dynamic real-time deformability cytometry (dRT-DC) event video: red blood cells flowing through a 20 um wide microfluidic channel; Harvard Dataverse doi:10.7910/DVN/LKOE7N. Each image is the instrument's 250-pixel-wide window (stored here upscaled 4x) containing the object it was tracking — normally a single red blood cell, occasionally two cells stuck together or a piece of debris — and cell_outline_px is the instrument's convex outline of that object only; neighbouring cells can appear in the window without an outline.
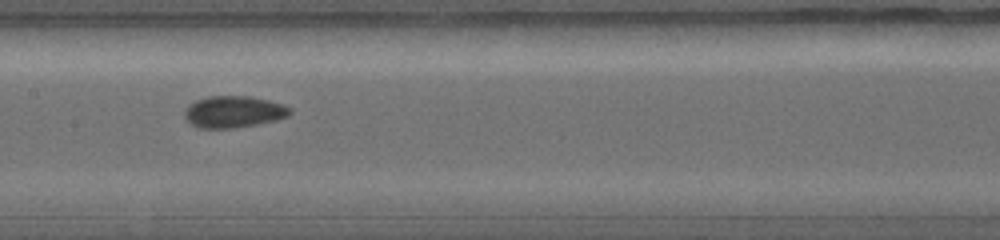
{"species": "common noctule bat (a hibernating species)", "species_latin": "Nyctalus noctula", "temperature_condition": "warm", "stored_images_in_passage": 11, "camera_frame_rate_fps": 5000, "um_per_image_px": 0.085, "animal": {"sex": "female", "body_mass_g": 19.0, "forearm_length_mm": 56.7}, "frame": {"image": 1, "passage_image": 8, "time_ms": 4.2, "image_size_px": [1000, 240], "cell_outline_px": [[292, 112], [288, 116], [276, 120], [256, 124], [232, 128], [200, 128], [192, 124], [184, 116], [184, 112], [188, 104], [196, 100], [208, 96], [248, 96], [268, 100], [280, 104], [288, 108]], "centroid_in_image_um": [19.82, 9.5], "position_along_channel_um": 187.6, "area_um2": 19.25}}
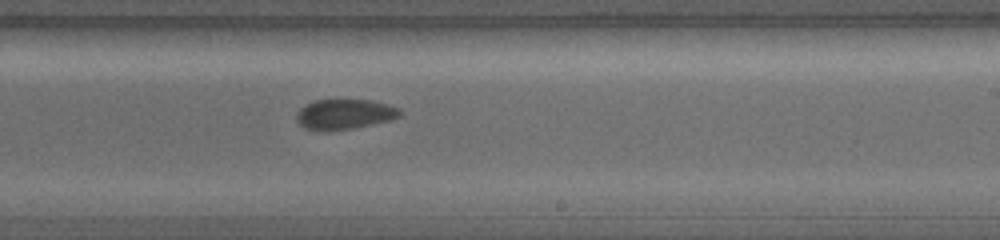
{"frame": {"image": 2, "passage_image": 10, "time_ms": 5.4, "image_size_px": [1000, 240], "cell_outline_px": [[400, 116], [392, 120], [352, 128], [308, 128], [300, 124], [296, 120], [296, 112], [300, 108], [316, 100], [372, 100], [400, 108]], "centroid_in_image_um": [29.34, 9.67], "position_along_channel_um": 259.7, "area_um2": 17.46}}
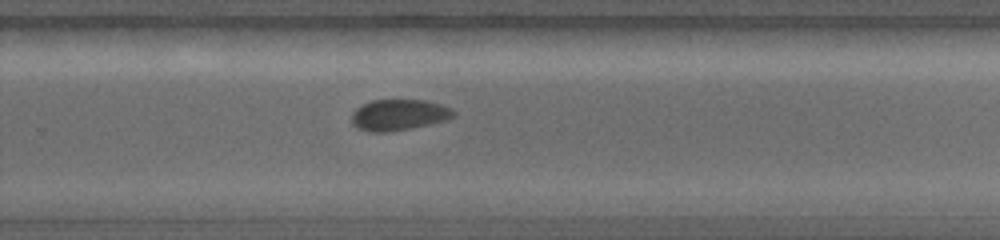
{"frame": {"image": 3, "passage_image": 11, "time_ms": 6.0, "image_size_px": [1000, 240], "cell_outline_px": [[456, 112], [452, 116], [444, 120], [412, 128], [388, 132], [368, 132], [356, 128], [352, 124], [352, 112], [356, 108], [372, 100], [424, 100], [440, 104], [452, 108]], "centroid_in_image_um": [33.86, 9.77], "position_along_channel_um": 295.9, "area_um2": 18.38}}